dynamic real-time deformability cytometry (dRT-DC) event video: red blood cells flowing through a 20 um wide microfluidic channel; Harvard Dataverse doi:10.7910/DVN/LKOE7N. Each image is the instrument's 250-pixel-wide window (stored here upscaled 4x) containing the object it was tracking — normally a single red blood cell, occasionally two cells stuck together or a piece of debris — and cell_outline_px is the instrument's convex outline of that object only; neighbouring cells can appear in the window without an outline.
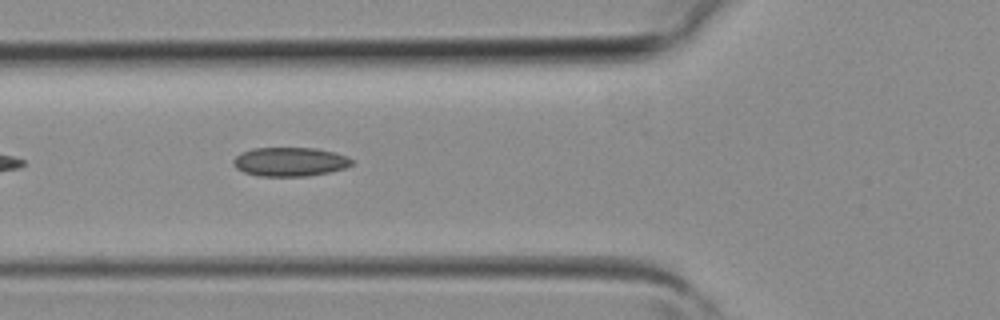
{"species": "common noctule bat (a hibernating species)", "species_latin": "Nyctalus noctula", "temperature_condition": "room temperature", "stored_images_in_passage": 4, "camera_frame_rate_fps": 3000, "um_per_image_px": 0.085, "animal": {"sex": "female", "body_mass_g": 19.3, "forearm_length_mm": 54.1}, "frame": {"image": 1, "passage_image": 4, "time_ms": 1.0, "image_size_px": [1000, 320], "cell_outline_px": [[352, 164], [344, 168], [328, 172], [308, 176], [260, 176], [244, 172], [236, 168], [232, 164], [232, 160], [236, 156], [252, 148], [316, 148], [348, 156], [352, 160]], "centroid_in_image_um": [24.62, 13.75], "position_along_channel_um": 101.2, "area_um2": 19.88}}